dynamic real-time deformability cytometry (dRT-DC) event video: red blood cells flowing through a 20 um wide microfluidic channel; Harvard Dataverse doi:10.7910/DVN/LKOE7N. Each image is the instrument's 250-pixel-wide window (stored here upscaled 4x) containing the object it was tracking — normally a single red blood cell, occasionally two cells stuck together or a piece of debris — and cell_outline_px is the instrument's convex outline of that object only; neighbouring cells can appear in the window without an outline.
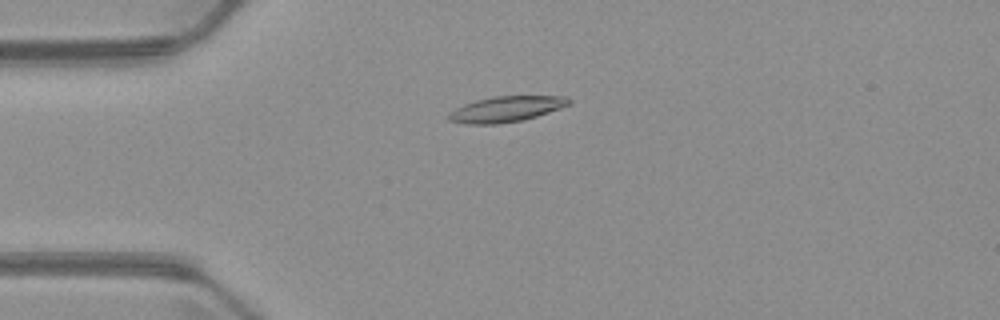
{"species": "common noctule bat (a hibernating species)", "species_latin": "Nyctalus noctula", "temperature_condition": "warm", "stored_images_in_passage": 6, "camera_frame_rate_fps": 3000, "um_per_image_px": 0.085, "animal": {"sex": "male", "body_mass_g": 23.1, "forearm_length_mm": 52.7}, "frame": {"image": 1, "passage_image": 4, "time_ms": 4.0, "image_size_px": [1000, 320], "cell_outline_px": [[572, 100], [568, 104], [560, 108], [524, 120], [496, 124], [468, 124], [448, 120], [448, 112], [464, 104], [476, 100], [496, 96], [568, 96]], "centroid_in_image_um": [43.01, 9.27], "position_along_channel_um": 42.0, "area_um2": 17.86}}
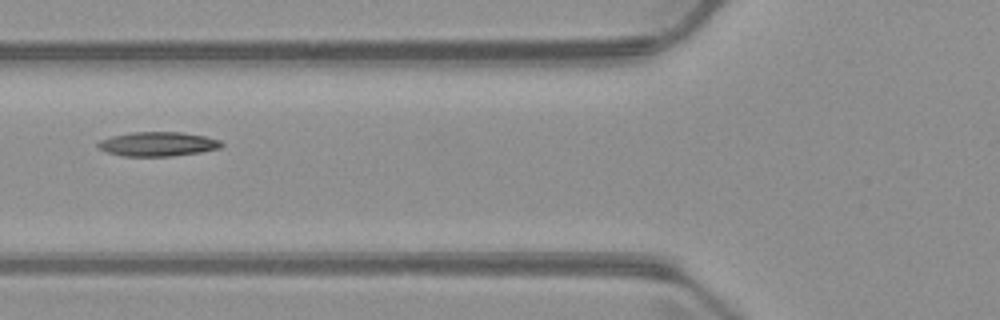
{"frame": {"image": 2, "passage_image": 6, "time_ms": 6.333, "image_size_px": [1000, 320], "cell_outline_px": [[224, 144], [220, 148], [200, 152], [172, 156], [124, 156], [108, 152], [100, 148], [96, 144], [100, 140], [112, 136], [132, 132], [180, 132], [204, 136], [220, 140]], "centroid_in_image_um": [13.43, 12.24], "position_along_channel_um": 112.4, "area_um2": 17.34}}